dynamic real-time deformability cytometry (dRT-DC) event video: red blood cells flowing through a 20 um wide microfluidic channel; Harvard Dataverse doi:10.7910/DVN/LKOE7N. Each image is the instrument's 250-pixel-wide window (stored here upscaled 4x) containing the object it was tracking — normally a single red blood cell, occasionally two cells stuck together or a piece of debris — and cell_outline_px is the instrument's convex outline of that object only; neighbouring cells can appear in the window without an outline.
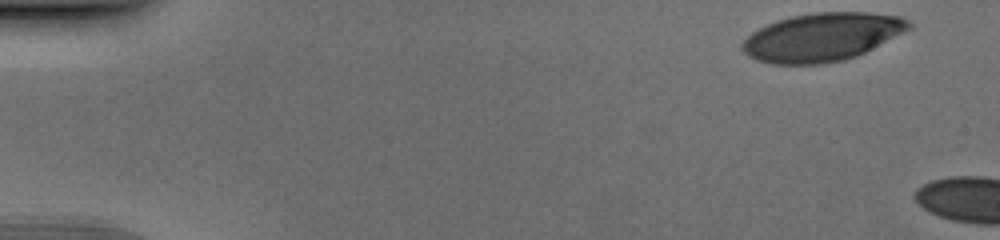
{"species": "human", "species_latin": "Homo sapiens", "temperature_condition": "cold", "stored_images_in_passage": 11, "camera_frame_rate_fps": 3000, "um_per_image_px": 0.085, "donor": {"sex": "male"}, "frame": {"image": 1, "passage_image": 1, "time_ms": 0.0, "image_size_px": [1000, 240], "cell_outline_px": [[912, 28], [856, 56], [844, 60], [824, 64], [772, 64], [756, 60], [748, 56], [740, 48], [740, 44], [752, 32], [776, 20], [792, 16], [816, 12], [868, 12], [900, 16], [908, 20], [912, 24]], "centroid_in_image_um": [69.86, 3.15], "position_along_channel_um": 15.1, "area_um2": 46.82}}